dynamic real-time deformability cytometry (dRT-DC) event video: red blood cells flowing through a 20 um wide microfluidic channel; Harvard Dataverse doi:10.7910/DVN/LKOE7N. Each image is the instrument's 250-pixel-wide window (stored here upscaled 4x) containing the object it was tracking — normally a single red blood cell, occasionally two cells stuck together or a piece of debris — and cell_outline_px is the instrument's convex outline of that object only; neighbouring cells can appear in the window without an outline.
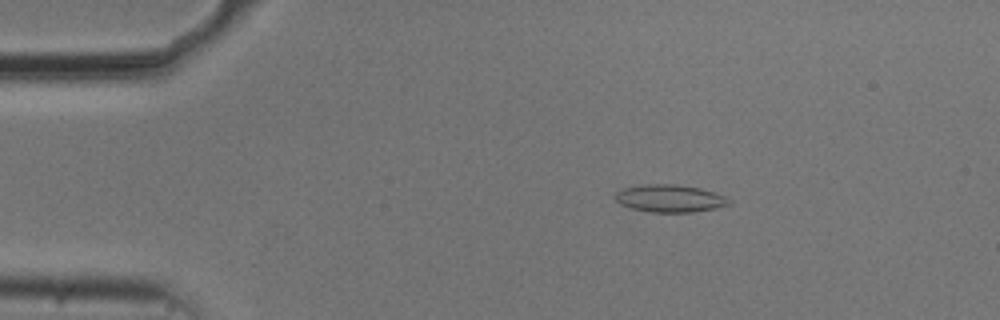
{"species": "common noctule bat (a hibernating species)", "species_latin": "Nyctalus noctula", "temperature_condition": "cold", "stored_images_in_passage": 54, "camera_frame_rate_fps": 3000, "um_per_image_px": 0.085, "animal": {"sex": "male", "body_mass_g": 20.5, "forearm_length_mm": 52.5}, "frame": {"image": 1, "passage_image": 10, "time_ms": 3.0, "image_size_px": [1000, 320], "cell_outline_px": [[732, 204], [716, 208], [692, 212], [652, 212], [632, 208], [620, 204], [616, 200], [616, 192], [624, 188], [644, 184], [676, 184], [700, 188], [724, 196], [732, 200]], "centroid_in_image_um": [56.96, 16.86], "position_along_channel_um": 28.0, "area_um2": 18.15}}
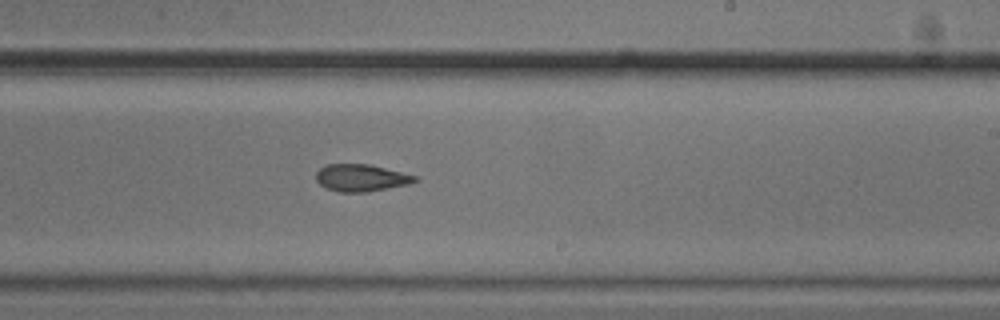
{"frame": {"image": 2, "passage_image": 33, "time_ms": 10.667, "image_size_px": [1000, 320], "cell_outline_px": [[420, 180], [408, 184], [364, 192], [340, 192], [324, 188], [316, 180], [316, 172], [324, 164], [368, 164], [416, 176]], "centroid_in_image_um": [30.64, 15.11], "position_along_channel_um": 258.4, "area_um2": 15.49}}
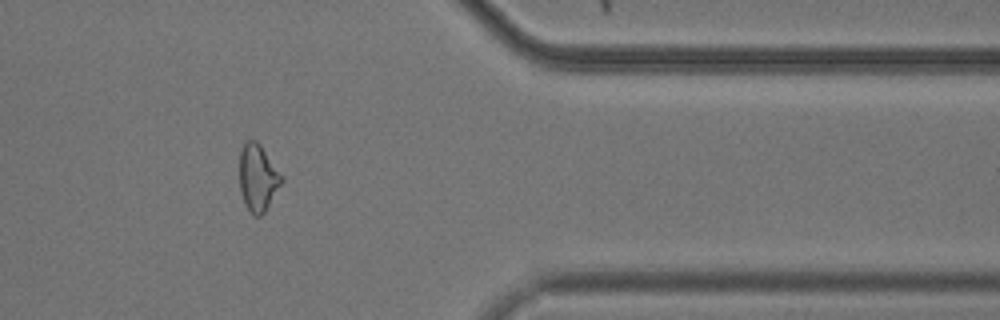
{"frame": {"image": 3, "passage_image": 45, "time_ms": 14.667, "image_size_px": [1000, 320], "cell_outline_px": [[284, 180], [264, 212], [260, 216], [252, 216], [244, 204], [240, 188], [240, 148], [248, 140], [256, 140], [260, 144], [284, 176]], "centroid_in_image_um": [21.93, 15.11], "position_along_channel_um": 389.5, "area_um2": 16.53}, "authors_computed_cell_mechanics": {"area_um2": 16.7909, "velocity_mm_per_s": 3.7401, "shape_relaxation_time_tau1_ms": null, "shape_relaxation_time_tau2_ms": 3.2505, "deformation_change_tau1": null, "deformation_change_tau2": 0.1121}}